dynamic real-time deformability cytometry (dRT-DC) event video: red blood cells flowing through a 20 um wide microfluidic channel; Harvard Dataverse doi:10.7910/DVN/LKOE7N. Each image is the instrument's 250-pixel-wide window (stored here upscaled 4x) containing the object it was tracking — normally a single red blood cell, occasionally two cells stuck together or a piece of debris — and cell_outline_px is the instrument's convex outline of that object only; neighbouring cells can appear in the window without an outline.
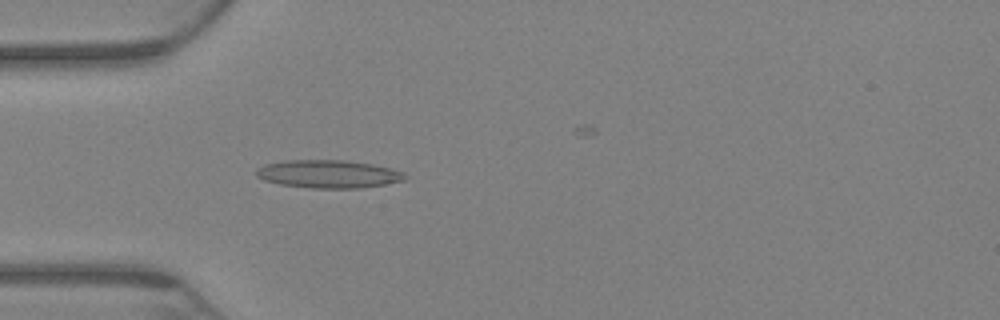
{"species": "Egyptian fruit bat (a non-hibernating species)", "species_latin": "Rousettus aegyptiacus", "temperature_condition": "warm", "stored_images_in_passage": 56, "camera_frame_rate_fps": 3000, "um_per_image_px": 0.085, "animal": {"sex": "female"}, "frame": {"image": 1, "passage_image": 21, "time_ms": 6.667, "image_size_px": [1000, 320], "cell_outline_px": [[408, 176], [404, 180], [384, 184], [360, 188], [312, 188], [280, 184], [264, 180], [256, 176], [256, 168], [264, 164], [284, 160], [344, 160], [372, 164], [404, 172]], "centroid_in_image_um": [27.88, 14.78], "position_along_channel_um": 57.1, "area_um2": 24.22}}
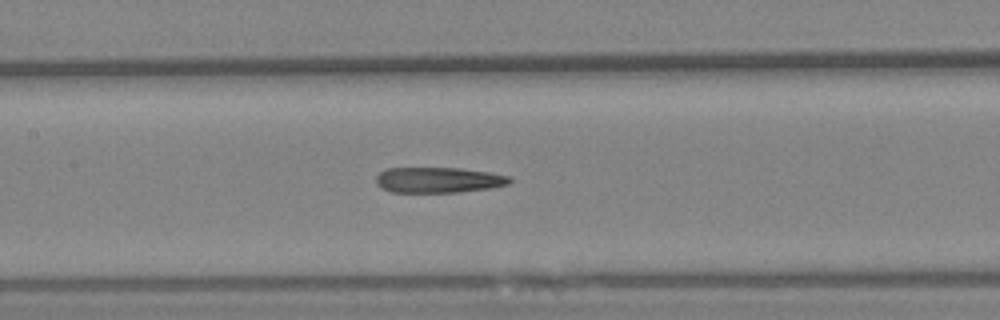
{"frame": {"image": 2, "passage_image": 33, "time_ms": 10.667, "image_size_px": [1000, 320], "cell_outline_px": [[512, 180], [508, 184], [492, 188], [460, 192], [392, 192], [380, 188], [376, 184], [376, 176], [380, 172], [388, 168], [460, 168], [488, 172], [512, 176]], "centroid_in_image_um": [37.28, 15.3], "position_along_channel_um": 170.1, "area_um2": 20.06}}
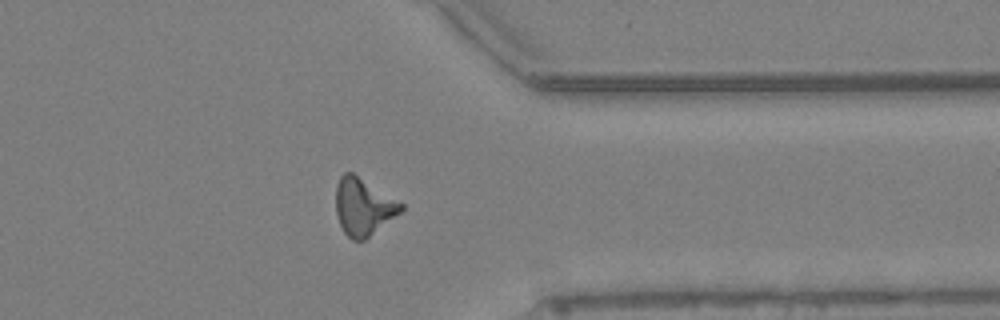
{"frame": {"image": 3, "passage_image": 55, "time_ms": 18.0, "image_size_px": [1000, 320], "cell_outline_px": [[404, 208], [400, 212], [364, 240], [352, 240], [344, 232], [340, 224], [336, 212], [336, 184], [340, 176], [344, 172], [352, 172], [404, 204]], "centroid_in_image_um": [30.86, 17.56], "position_along_channel_um": 380.5, "area_um2": 21.39}}